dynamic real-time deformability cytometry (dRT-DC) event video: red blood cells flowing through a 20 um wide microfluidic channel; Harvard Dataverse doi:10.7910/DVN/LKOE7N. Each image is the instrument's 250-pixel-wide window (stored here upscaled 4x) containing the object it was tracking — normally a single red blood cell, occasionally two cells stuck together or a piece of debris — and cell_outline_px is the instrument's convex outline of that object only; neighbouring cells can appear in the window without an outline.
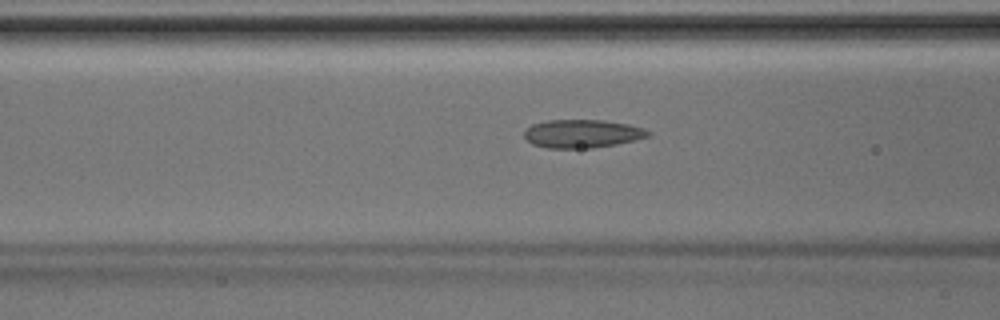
{"species": "Egyptian fruit bat (a non-hibernating species)", "species_latin": "Rousettus aegyptiacus", "temperature_condition": "room temperature", "stored_images_in_passage": 44, "camera_frame_rate_fps": 3000, "um_per_image_px": 0.085, "animal": {"sex": "male"}, "frame": {"image": 1, "passage_image": 17, "time_ms": 5.333, "image_size_px": [1000, 320], "cell_outline_px": [[652, 136], [616, 144], [592, 148], [548, 148], [532, 144], [524, 136], [524, 132], [532, 124], [548, 120], [604, 120], [628, 124], [644, 128], [652, 132]], "centroid_in_image_um": [49.53, 11.36], "position_along_channel_um": 117.1, "area_um2": 20.46}}
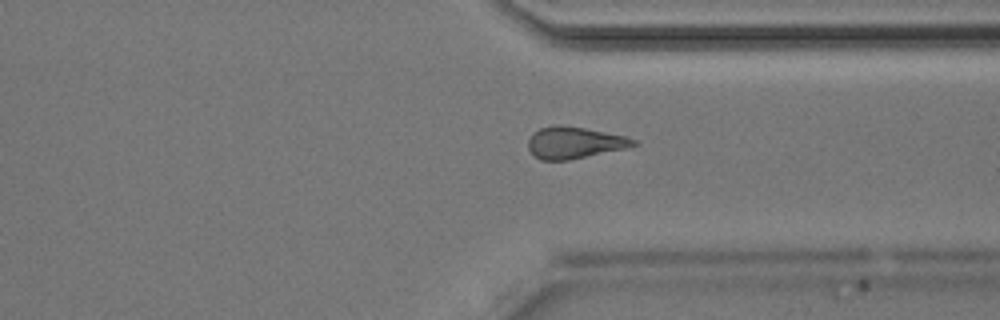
{"frame": {"image": 2, "passage_image": 33, "time_ms": 10.667, "image_size_px": [1000, 320], "cell_outline_px": [[640, 144], [624, 148], [568, 160], [540, 160], [528, 148], [528, 140], [532, 132], [540, 128], [552, 124], [560, 124], [584, 128], [624, 136], [636, 140]], "centroid_in_image_um": [48.78, 12.11], "position_along_channel_um": 362.6, "area_um2": 19.31}}
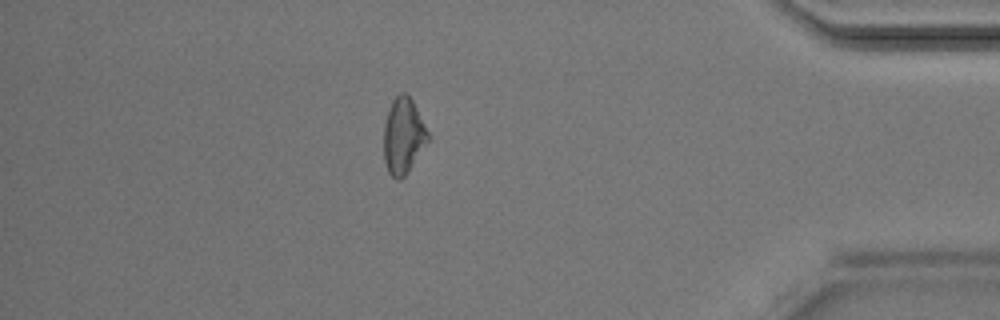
{"frame": {"image": 3, "passage_image": 38, "time_ms": 12.333, "image_size_px": [1000, 320], "cell_outline_px": [[432, 136], [404, 176], [400, 180], [396, 180], [388, 172], [384, 160], [384, 124], [392, 100], [400, 92], [404, 92], [412, 100]], "centroid_in_image_um": [34.3, 11.55], "position_along_channel_um": 400.9, "area_um2": 19.59}}